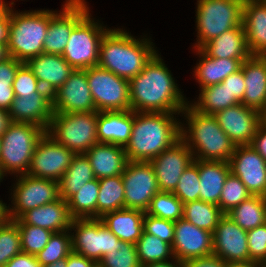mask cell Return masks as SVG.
<instances>
[{
  "label": "cell",
  "mask_w": 266,
  "mask_h": 267,
  "mask_svg": "<svg viewBox=\"0 0 266 267\" xmlns=\"http://www.w3.org/2000/svg\"><path fill=\"white\" fill-rule=\"evenodd\" d=\"M159 55L157 52L144 69L129 80L131 110L181 114L189 101Z\"/></svg>",
  "instance_id": "6da1fadb"
},
{
  "label": "cell",
  "mask_w": 266,
  "mask_h": 267,
  "mask_svg": "<svg viewBox=\"0 0 266 267\" xmlns=\"http://www.w3.org/2000/svg\"><path fill=\"white\" fill-rule=\"evenodd\" d=\"M179 113L134 112L129 142L124 147L128 161L150 162L181 139Z\"/></svg>",
  "instance_id": "7a4b0ae2"
},
{
  "label": "cell",
  "mask_w": 266,
  "mask_h": 267,
  "mask_svg": "<svg viewBox=\"0 0 266 267\" xmlns=\"http://www.w3.org/2000/svg\"><path fill=\"white\" fill-rule=\"evenodd\" d=\"M157 53L150 39L135 38L125 29H109L103 36L98 66L127 80L139 74Z\"/></svg>",
  "instance_id": "3957f363"
},
{
  "label": "cell",
  "mask_w": 266,
  "mask_h": 267,
  "mask_svg": "<svg viewBox=\"0 0 266 267\" xmlns=\"http://www.w3.org/2000/svg\"><path fill=\"white\" fill-rule=\"evenodd\" d=\"M181 113L185 114L188 124L187 127L181 124V139L192 151L194 159L229 162L236 145L218 125L214 115L199 112L190 102Z\"/></svg>",
  "instance_id": "277c9868"
},
{
  "label": "cell",
  "mask_w": 266,
  "mask_h": 267,
  "mask_svg": "<svg viewBox=\"0 0 266 267\" xmlns=\"http://www.w3.org/2000/svg\"><path fill=\"white\" fill-rule=\"evenodd\" d=\"M10 7L7 50L10 57L26 63L44 53L43 42L51 20V10L14 11Z\"/></svg>",
  "instance_id": "5b68a950"
},
{
  "label": "cell",
  "mask_w": 266,
  "mask_h": 267,
  "mask_svg": "<svg viewBox=\"0 0 266 267\" xmlns=\"http://www.w3.org/2000/svg\"><path fill=\"white\" fill-rule=\"evenodd\" d=\"M46 130L30 123L11 122L1 138L0 170L6 174H26L36 144Z\"/></svg>",
  "instance_id": "8992f818"
},
{
  "label": "cell",
  "mask_w": 266,
  "mask_h": 267,
  "mask_svg": "<svg viewBox=\"0 0 266 267\" xmlns=\"http://www.w3.org/2000/svg\"><path fill=\"white\" fill-rule=\"evenodd\" d=\"M243 0H197V42L200 49L213 38L242 25Z\"/></svg>",
  "instance_id": "52a82bcc"
},
{
  "label": "cell",
  "mask_w": 266,
  "mask_h": 267,
  "mask_svg": "<svg viewBox=\"0 0 266 267\" xmlns=\"http://www.w3.org/2000/svg\"><path fill=\"white\" fill-rule=\"evenodd\" d=\"M98 111L79 113L53 112L51 123L46 131L59 144L75 154H83L97 139Z\"/></svg>",
  "instance_id": "ba28073f"
},
{
  "label": "cell",
  "mask_w": 266,
  "mask_h": 267,
  "mask_svg": "<svg viewBox=\"0 0 266 267\" xmlns=\"http://www.w3.org/2000/svg\"><path fill=\"white\" fill-rule=\"evenodd\" d=\"M89 12L71 31L62 57L74 68L98 66L100 43L110 29L91 18Z\"/></svg>",
  "instance_id": "9c48e42d"
},
{
  "label": "cell",
  "mask_w": 266,
  "mask_h": 267,
  "mask_svg": "<svg viewBox=\"0 0 266 267\" xmlns=\"http://www.w3.org/2000/svg\"><path fill=\"white\" fill-rule=\"evenodd\" d=\"M84 70L98 112L131 110L129 80L99 66Z\"/></svg>",
  "instance_id": "30bf717a"
},
{
  "label": "cell",
  "mask_w": 266,
  "mask_h": 267,
  "mask_svg": "<svg viewBox=\"0 0 266 267\" xmlns=\"http://www.w3.org/2000/svg\"><path fill=\"white\" fill-rule=\"evenodd\" d=\"M16 183L11 191V207L5 204V217L10 220L18 219L30 209L43 206L57 200L59 182L51 179L35 178L27 174L16 176ZM19 177V178H18Z\"/></svg>",
  "instance_id": "8fae6325"
},
{
  "label": "cell",
  "mask_w": 266,
  "mask_h": 267,
  "mask_svg": "<svg viewBox=\"0 0 266 267\" xmlns=\"http://www.w3.org/2000/svg\"><path fill=\"white\" fill-rule=\"evenodd\" d=\"M69 231L72 251L96 263L120 240L99 218L73 219Z\"/></svg>",
  "instance_id": "7c38bea8"
},
{
  "label": "cell",
  "mask_w": 266,
  "mask_h": 267,
  "mask_svg": "<svg viewBox=\"0 0 266 267\" xmlns=\"http://www.w3.org/2000/svg\"><path fill=\"white\" fill-rule=\"evenodd\" d=\"M75 153L59 144L47 132L36 144L27 175L60 181Z\"/></svg>",
  "instance_id": "4fadbf2b"
},
{
  "label": "cell",
  "mask_w": 266,
  "mask_h": 267,
  "mask_svg": "<svg viewBox=\"0 0 266 267\" xmlns=\"http://www.w3.org/2000/svg\"><path fill=\"white\" fill-rule=\"evenodd\" d=\"M122 181L125 189V209L146 211L159 192L154 168L150 162L128 161Z\"/></svg>",
  "instance_id": "5bb4252c"
},
{
  "label": "cell",
  "mask_w": 266,
  "mask_h": 267,
  "mask_svg": "<svg viewBox=\"0 0 266 267\" xmlns=\"http://www.w3.org/2000/svg\"><path fill=\"white\" fill-rule=\"evenodd\" d=\"M62 10L52 11L43 51L62 55L72 29L90 12L85 0H66Z\"/></svg>",
  "instance_id": "9a60e30c"
},
{
  "label": "cell",
  "mask_w": 266,
  "mask_h": 267,
  "mask_svg": "<svg viewBox=\"0 0 266 267\" xmlns=\"http://www.w3.org/2000/svg\"><path fill=\"white\" fill-rule=\"evenodd\" d=\"M213 254L227 264L247 263L249 257L247 231L224 214L212 233Z\"/></svg>",
  "instance_id": "2e32d148"
},
{
  "label": "cell",
  "mask_w": 266,
  "mask_h": 267,
  "mask_svg": "<svg viewBox=\"0 0 266 267\" xmlns=\"http://www.w3.org/2000/svg\"><path fill=\"white\" fill-rule=\"evenodd\" d=\"M229 164L251 195L266 197V161L251 145L236 146Z\"/></svg>",
  "instance_id": "e0dca14e"
},
{
  "label": "cell",
  "mask_w": 266,
  "mask_h": 267,
  "mask_svg": "<svg viewBox=\"0 0 266 267\" xmlns=\"http://www.w3.org/2000/svg\"><path fill=\"white\" fill-rule=\"evenodd\" d=\"M193 161V153L182 139L152 159L159 191L174 192L182 173Z\"/></svg>",
  "instance_id": "ac0fdd59"
},
{
  "label": "cell",
  "mask_w": 266,
  "mask_h": 267,
  "mask_svg": "<svg viewBox=\"0 0 266 267\" xmlns=\"http://www.w3.org/2000/svg\"><path fill=\"white\" fill-rule=\"evenodd\" d=\"M53 112L79 113L97 111L85 70L75 69L64 84L52 94Z\"/></svg>",
  "instance_id": "d6986e66"
},
{
  "label": "cell",
  "mask_w": 266,
  "mask_h": 267,
  "mask_svg": "<svg viewBox=\"0 0 266 267\" xmlns=\"http://www.w3.org/2000/svg\"><path fill=\"white\" fill-rule=\"evenodd\" d=\"M218 125L236 145H250L261 122V112L240 103L214 114Z\"/></svg>",
  "instance_id": "ffe728a7"
},
{
  "label": "cell",
  "mask_w": 266,
  "mask_h": 267,
  "mask_svg": "<svg viewBox=\"0 0 266 267\" xmlns=\"http://www.w3.org/2000/svg\"><path fill=\"white\" fill-rule=\"evenodd\" d=\"M172 251L180 262L212 255V233L181 218L174 222Z\"/></svg>",
  "instance_id": "44dd1931"
},
{
  "label": "cell",
  "mask_w": 266,
  "mask_h": 267,
  "mask_svg": "<svg viewBox=\"0 0 266 267\" xmlns=\"http://www.w3.org/2000/svg\"><path fill=\"white\" fill-rule=\"evenodd\" d=\"M15 96L8 111L11 122L30 123L47 131L53 116L52 95L41 87L32 94Z\"/></svg>",
  "instance_id": "7402d4cb"
},
{
  "label": "cell",
  "mask_w": 266,
  "mask_h": 267,
  "mask_svg": "<svg viewBox=\"0 0 266 267\" xmlns=\"http://www.w3.org/2000/svg\"><path fill=\"white\" fill-rule=\"evenodd\" d=\"M26 64L40 86L51 95L57 91L75 70L58 54L42 53L29 59Z\"/></svg>",
  "instance_id": "603a6c76"
},
{
  "label": "cell",
  "mask_w": 266,
  "mask_h": 267,
  "mask_svg": "<svg viewBox=\"0 0 266 267\" xmlns=\"http://www.w3.org/2000/svg\"><path fill=\"white\" fill-rule=\"evenodd\" d=\"M72 220L67 201L59 197L53 202L26 211L14 221L18 225H34L54 233L69 230Z\"/></svg>",
  "instance_id": "cb8c5ba5"
},
{
  "label": "cell",
  "mask_w": 266,
  "mask_h": 267,
  "mask_svg": "<svg viewBox=\"0 0 266 267\" xmlns=\"http://www.w3.org/2000/svg\"><path fill=\"white\" fill-rule=\"evenodd\" d=\"M245 93L241 102L261 113L266 109V56L251 55L243 61Z\"/></svg>",
  "instance_id": "d4e9b609"
},
{
  "label": "cell",
  "mask_w": 266,
  "mask_h": 267,
  "mask_svg": "<svg viewBox=\"0 0 266 267\" xmlns=\"http://www.w3.org/2000/svg\"><path fill=\"white\" fill-rule=\"evenodd\" d=\"M242 24L250 54L266 56V2L244 1Z\"/></svg>",
  "instance_id": "484cf974"
},
{
  "label": "cell",
  "mask_w": 266,
  "mask_h": 267,
  "mask_svg": "<svg viewBox=\"0 0 266 267\" xmlns=\"http://www.w3.org/2000/svg\"><path fill=\"white\" fill-rule=\"evenodd\" d=\"M96 179L122 175L128 163L124 147L110 143L94 144L85 153Z\"/></svg>",
  "instance_id": "4316f807"
},
{
  "label": "cell",
  "mask_w": 266,
  "mask_h": 267,
  "mask_svg": "<svg viewBox=\"0 0 266 267\" xmlns=\"http://www.w3.org/2000/svg\"><path fill=\"white\" fill-rule=\"evenodd\" d=\"M134 123V111L98 112V143H110L125 147L130 140Z\"/></svg>",
  "instance_id": "83f0119b"
},
{
  "label": "cell",
  "mask_w": 266,
  "mask_h": 267,
  "mask_svg": "<svg viewBox=\"0 0 266 267\" xmlns=\"http://www.w3.org/2000/svg\"><path fill=\"white\" fill-rule=\"evenodd\" d=\"M200 49L211 58H234L245 61L251 56L243 24L213 38Z\"/></svg>",
  "instance_id": "f1b7e54d"
},
{
  "label": "cell",
  "mask_w": 266,
  "mask_h": 267,
  "mask_svg": "<svg viewBox=\"0 0 266 267\" xmlns=\"http://www.w3.org/2000/svg\"><path fill=\"white\" fill-rule=\"evenodd\" d=\"M199 63L194 68V76L200 88L221 83L227 76L241 69L243 61L234 58H211L201 49H195Z\"/></svg>",
  "instance_id": "f546056e"
},
{
  "label": "cell",
  "mask_w": 266,
  "mask_h": 267,
  "mask_svg": "<svg viewBox=\"0 0 266 267\" xmlns=\"http://www.w3.org/2000/svg\"><path fill=\"white\" fill-rule=\"evenodd\" d=\"M198 171L200 178L199 200L219 206L223 185L231 173L229 162L198 160Z\"/></svg>",
  "instance_id": "4dcf8cb0"
},
{
  "label": "cell",
  "mask_w": 266,
  "mask_h": 267,
  "mask_svg": "<svg viewBox=\"0 0 266 267\" xmlns=\"http://www.w3.org/2000/svg\"><path fill=\"white\" fill-rule=\"evenodd\" d=\"M145 212L138 209H121L105 213L99 219L121 241L136 244L143 232Z\"/></svg>",
  "instance_id": "1f68e13d"
},
{
  "label": "cell",
  "mask_w": 266,
  "mask_h": 267,
  "mask_svg": "<svg viewBox=\"0 0 266 267\" xmlns=\"http://www.w3.org/2000/svg\"><path fill=\"white\" fill-rule=\"evenodd\" d=\"M93 168L83 154H75L70 166L59 181V196L67 201L77 193L87 182L95 179Z\"/></svg>",
  "instance_id": "d6a6232c"
},
{
  "label": "cell",
  "mask_w": 266,
  "mask_h": 267,
  "mask_svg": "<svg viewBox=\"0 0 266 267\" xmlns=\"http://www.w3.org/2000/svg\"><path fill=\"white\" fill-rule=\"evenodd\" d=\"M243 230L266 223V197L252 195L226 213Z\"/></svg>",
  "instance_id": "836d02e7"
},
{
  "label": "cell",
  "mask_w": 266,
  "mask_h": 267,
  "mask_svg": "<svg viewBox=\"0 0 266 267\" xmlns=\"http://www.w3.org/2000/svg\"><path fill=\"white\" fill-rule=\"evenodd\" d=\"M99 180L97 218L105 213L125 208V189L122 176L104 177Z\"/></svg>",
  "instance_id": "e575fe53"
},
{
  "label": "cell",
  "mask_w": 266,
  "mask_h": 267,
  "mask_svg": "<svg viewBox=\"0 0 266 267\" xmlns=\"http://www.w3.org/2000/svg\"><path fill=\"white\" fill-rule=\"evenodd\" d=\"M196 102L190 103L196 110L204 114L214 115L216 112L240 104L241 102L232 96L227 87L221 82L216 85L200 89Z\"/></svg>",
  "instance_id": "d590c367"
},
{
  "label": "cell",
  "mask_w": 266,
  "mask_h": 267,
  "mask_svg": "<svg viewBox=\"0 0 266 267\" xmlns=\"http://www.w3.org/2000/svg\"><path fill=\"white\" fill-rule=\"evenodd\" d=\"M99 180L93 179L83 185L68 200L69 213L73 219L97 218Z\"/></svg>",
  "instance_id": "8d00e7d4"
},
{
  "label": "cell",
  "mask_w": 266,
  "mask_h": 267,
  "mask_svg": "<svg viewBox=\"0 0 266 267\" xmlns=\"http://www.w3.org/2000/svg\"><path fill=\"white\" fill-rule=\"evenodd\" d=\"M224 215L218 205L195 200L184 204L183 218L200 229L214 232Z\"/></svg>",
  "instance_id": "74e56055"
},
{
  "label": "cell",
  "mask_w": 266,
  "mask_h": 267,
  "mask_svg": "<svg viewBox=\"0 0 266 267\" xmlns=\"http://www.w3.org/2000/svg\"><path fill=\"white\" fill-rule=\"evenodd\" d=\"M140 265L166 262L174 259L172 245L144 230L136 243Z\"/></svg>",
  "instance_id": "f35d334b"
},
{
  "label": "cell",
  "mask_w": 266,
  "mask_h": 267,
  "mask_svg": "<svg viewBox=\"0 0 266 267\" xmlns=\"http://www.w3.org/2000/svg\"><path fill=\"white\" fill-rule=\"evenodd\" d=\"M72 252L71 231L54 232L47 245L35 255L42 267L66 259Z\"/></svg>",
  "instance_id": "ab89813d"
},
{
  "label": "cell",
  "mask_w": 266,
  "mask_h": 267,
  "mask_svg": "<svg viewBox=\"0 0 266 267\" xmlns=\"http://www.w3.org/2000/svg\"><path fill=\"white\" fill-rule=\"evenodd\" d=\"M184 204L173 192L159 191L151 200L146 214L153 217L178 221L183 218Z\"/></svg>",
  "instance_id": "60d3db41"
},
{
  "label": "cell",
  "mask_w": 266,
  "mask_h": 267,
  "mask_svg": "<svg viewBox=\"0 0 266 267\" xmlns=\"http://www.w3.org/2000/svg\"><path fill=\"white\" fill-rule=\"evenodd\" d=\"M21 252L18 224L5 217L0 222V265H5Z\"/></svg>",
  "instance_id": "b9f144b4"
},
{
  "label": "cell",
  "mask_w": 266,
  "mask_h": 267,
  "mask_svg": "<svg viewBox=\"0 0 266 267\" xmlns=\"http://www.w3.org/2000/svg\"><path fill=\"white\" fill-rule=\"evenodd\" d=\"M99 264L102 267H140L136 244L119 240Z\"/></svg>",
  "instance_id": "7bdbcfd3"
},
{
  "label": "cell",
  "mask_w": 266,
  "mask_h": 267,
  "mask_svg": "<svg viewBox=\"0 0 266 267\" xmlns=\"http://www.w3.org/2000/svg\"><path fill=\"white\" fill-rule=\"evenodd\" d=\"M173 193L183 204L199 200L200 178L198 160L194 159L191 165L184 170Z\"/></svg>",
  "instance_id": "ee69618b"
},
{
  "label": "cell",
  "mask_w": 266,
  "mask_h": 267,
  "mask_svg": "<svg viewBox=\"0 0 266 267\" xmlns=\"http://www.w3.org/2000/svg\"><path fill=\"white\" fill-rule=\"evenodd\" d=\"M251 193L241 180L232 173L228 175L220 195L219 207L226 214L249 198Z\"/></svg>",
  "instance_id": "f6af8a7d"
},
{
  "label": "cell",
  "mask_w": 266,
  "mask_h": 267,
  "mask_svg": "<svg viewBox=\"0 0 266 267\" xmlns=\"http://www.w3.org/2000/svg\"><path fill=\"white\" fill-rule=\"evenodd\" d=\"M21 64L22 62L14 57H8L0 62V109L9 111L12 101L16 97L12 84Z\"/></svg>",
  "instance_id": "bcb514c9"
},
{
  "label": "cell",
  "mask_w": 266,
  "mask_h": 267,
  "mask_svg": "<svg viewBox=\"0 0 266 267\" xmlns=\"http://www.w3.org/2000/svg\"><path fill=\"white\" fill-rule=\"evenodd\" d=\"M18 228L22 252L34 256L43 250L53 234L52 231L34 225H18Z\"/></svg>",
  "instance_id": "7dc6e473"
},
{
  "label": "cell",
  "mask_w": 266,
  "mask_h": 267,
  "mask_svg": "<svg viewBox=\"0 0 266 267\" xmlns=\"http://www.w3.org/2000/svg\"><path fill=\"white\" fill-rule=\"evenodd\" d=\"M143 230L172 245L174 239V221L153 217L145 213Z\"/></svg>",
  "instance_id": "c3c4849f"
},
{
  "label": "cell",
  "mask_w": 266,
  "mask_h": 267,
  "mask_svg": "<svg viewBox=\"0 0 266 267\" xmlns=\"http://www.w3.org/2000/svg\"><path fill=\"white\" fill-rule=\"evenodd\" d=\"M249 257L266 264V223L247 231Z\"/></svg>",
  "instance_id": "681fc988"
},
{
  "label": "cell",
  "mask_w": 266,
  "mask_h": 267,
  "mask_svg": "<svg viewBox=\"0 0 266 267\" xmlns=\"http://www.w3.org/2000/svg\"><path fill=\"white\" fill-rule=\"evenodd\" d=\"M15 95H28L37 92L41 86L26 63H22L16 71L12 84Z\"/></svg>",
  "instance_id": "f907efd6"
},
{
  "label": "cell",
  "mask_w": 266,
  "mask_h": 267,
  "mask_svg": "<svg viewBox=\"0 0 266 267\" xmlns=\"http://www.w3.org/2000/svg\"><path fill=\"white\" fill-rule=\"evenodd\" d=\"M222 83L227 87L232 96H235L240 102L243 101L245 83L242 69L227 76Z\"/></svg>",
  "instance_id": "816d5d0a"
},
{
  "label": "cell",
  "mask_w": 266,
  "mask_h": 267,
  "mask_svg": "<svg viewBox=\"0 0 266 267\" xmlns=\"http://www.w3.org/2000/svg\"><path fill=\"white\" fill-rule=\"evenodd\" d=\"M228 264L220 257L212 254L205 257L190 259L182 262V267H227Z\"/></svg>",
  "instance_id": "f5cc1de1"
},
{
  "label": "cell",
  "mask_w": 266,
  "mask_h": 267,
  "mask_svg": "<svg viewBox=\"0 0 266 267\" xmlns=\"http://www.w3.org/2000/svg\"><path fill=\"white\" fill-rule=\"evenodd\" d=\"M9 267H42L34 255L21 252L14 256L8 263Z\"/></svg>",
  "instance_id": "db71d44e"
},
{
  "label": "cell",
  "mask_w": 266,
  "mask_h": 267,
  "mask_svg": "<svg viewBox=\"0 0 266 267\" xmlns=\"http://www.w3.org/2000/svg\"><path fill=\"white\" fill-rule=\"evenodd\" d=\"M250 145L266 161V126L262 123L258 126L255 136Z\"/></svg>",
  "instance_id": "11a10c76"
},
{
  "label": "cell",
  "mask_w": 266,
  "mask_h": 267,
  "mask_svg": "<svg viewBox=\"0 0 266 267\" xmlns=\"http://www.w3.org/2000/svg\"><path fill=\"white\" fill-rule=\"evenodd\" d=\"M96 264L95 261L73 251L66 258V267H94Z\"/></svg>",
  "instance_id": "9f6ffc18"
},
{
  "label": "cell",
  "mask_w": 266,
  "mask_h": 267,
  "mask_svg": "<svg viewBox=\"0 0 266 267\" xmlns=\"http://www.w3.org/2000/svg\"><path fill=\"white\" fill-rule=\"evenodd\" d=\"M10 22V6L0 12V43L8 42V30Z\"/></svg>",
  "instance_id": "6f0895ef"
},
{
  "label": "cell",
  "mask_w": 266,
  "mask_h": 267,
  "mask_svg": "<svg viewBox=\"0 0 266 267\" xmlns=\"http://www.w3.org/2000/svg\"><path fill=\"white\" fill-rule=\"evenodd\" d=\"M11 120L8 111L0 109V137L6 132Z\"/></svg>",
  "instance_id": "680465c9"
},
{
  "label": "cell",
  "mask_w": 266,
  "mask_h": 267,
  "mask_svg": "<svg viewBox=\"0 0 266 267\" xmlns=\"http://www.w3.org/2000/svg\"><path fill=\"white\" fill-rule=\"evenodd\" d=\"M170 261L171 260L166 262L149 263L141 265L140 267H182V262L177 259L174 258L171 262Z\"/></svg>",
  "instance_id": "91938a15"
},
{
  "label": "cell",
  "mask_w": 266,
  "mask_h": 267,
  "mask_svg": "<svg viewBox=\"0 0 266 267\" xmlns=\"http://www.w3.org/2000/svg\"><path fill=\"white\" fill-rule=\"evenodd\" d=\"M265 264L261 262L251 261L247 263H231L227 267H264Z\"/></svg>",
  "instance_id": "94428289"
},
{
  "label": "cell",
  "mask_w": 266,
  "mask_h": 267,
  "mask_svg": "<svg viewBox=\"0 0 266 267\" xmlns=\"http://www.w3.org/2000/svg\"><path fill=\"white\" fill-rule=\"evenodd\" d=\"M9 56L7 43H0V62L6 60Z\"/></svg>",
  "instance_id": "6125c7cd"
},
{
  "label": "cell",
  "mask_w": 266,
  "mask_h": 267,
  "mask_svg": "<svg viewBox=\"0 0 266 267\" xmlns=\"http://www.w3.org/2000/svg\"><path fill=\"white\" fill-rule=\"evenodd\" d=\"M44 267H66V259L54 262V263L46 265Z\"/></svg>",
  "instance_id": "be15d7a7"
},
{
  "label": "cell",
  "mask_w": 266,
  "mask_h": 267,
  "mask_svg": "<svg viewBox=\"0 0 266 267\" xmlns=\"http://www.w3.org/2000/svg\"><path fill=\"white\" fill-rule=\"evenodd\" d=\"M8 4L9 6L15 5L14 1H12L11 3H5L4 0H0V12L6 10L9 7Z\"/></svg>",
  "instance_id": "e7e4bbea"
},
{
  "label": "cell",
  "mask_w": 266,
  "mask_h": 267,
  "mask_svg": "<svg viewBox=\"0 0 266 267\" xmlns=\"http://www.w3.org/2000/svg\"><path fill=\"white\" fill-rule=\"evenodd\" d=\"M5 218V203H3L2 200H0V221H2Z\"/></svg>",
  "instance_id": "03108f58"
},
{
  "label": "cell",
  "mask_w": 266,
  "mask_h": 267,
  "mask_svg": "<svg viewBox=\"0 0 266 267\" xmlns=\"http://www.w3.org/2000/svg\"><path fill=\"white\" fill-rule=\"evenodd\" d=\"M261 122L266 126V109L261 113Z\"/></svg>",
  "instance_id": "003e7915"
},
{
  "label": "cell",
  "mask_w": 266,
  "mask_h": 267,
  "mask_svg": "<svg viewBox=\"0 0 266 267\" xmlns=\"http://www.w3.org/2000/svg\"><path fill=\"white\" fill-rule=\"evenodd\" d=\"M3 178H4V175L2 174V172L0 170V182L2 181Z\"/></svg>",
  "instance_id": "a7ac6f4b"
},
{
  "label": "cell",
  "mask_w": 266,
  "mask_h": 267,
  "mask_svg": "<svg viewBox=\"0 0 266 267\" xmlns=\"http://www.w3.org/2000/svg\"><path fill=\"white\" fill-rule=\"evenodd\" d=\"M1 149H2V146H1V138H0V155H1Z\"/></svg>",
  "instance_id": "89a4df30"
},
{
  "label": "cell",
  "mask_w": 266,
  "mask_h": 267,
  "mask_svg": "<svg viewBox=\"0 0 266 267\" xmlns=\"http://www.w3.org/2000/svg\"><path fill=\"white\" fill-rule=\"evenodd\" d=\"M94 267H102L99 263H97Z\"/></svg>",
  "instance_id": "2644e50d"
},
{
  "label": "cell",
  "mask_w": 266,
  "mask_h": 267,
  "mask_svg": "<svg viewBox=\"0 0 266 267\" xmlns=\"http://www.w3.org/2000/svg\"><path fill=\"white\" fill-rule=\"evenodd\" d=\"M0 267H9L7 264H5V265H0Z\"/></svg>",
  "instance_id": "8c879c8a"
}]
</instances>
